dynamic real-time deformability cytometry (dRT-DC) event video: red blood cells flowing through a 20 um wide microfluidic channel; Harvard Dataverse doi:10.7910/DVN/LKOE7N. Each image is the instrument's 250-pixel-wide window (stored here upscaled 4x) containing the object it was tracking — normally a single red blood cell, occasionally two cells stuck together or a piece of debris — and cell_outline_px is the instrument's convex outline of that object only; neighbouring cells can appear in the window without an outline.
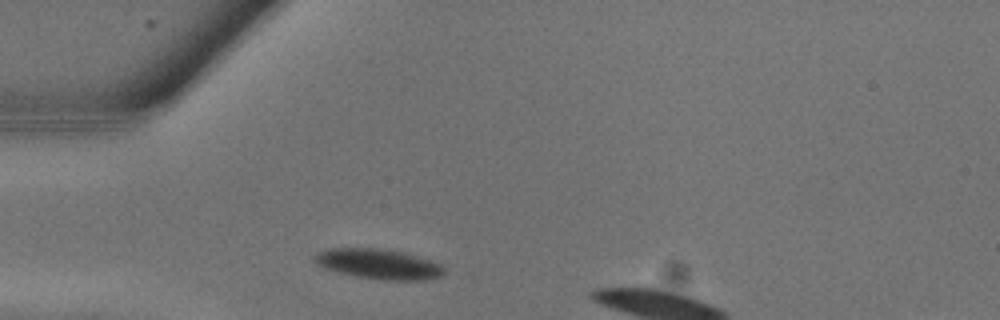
{"species": "common noctule bat (a hibernating species)", "species_latin": "Nyctalus noctula", "temperature_condition": "warm", "stored_images_in_passage": 5, "camera_frame_rate_fps": 3000, "um_per_image_px": 0.085, "animal": {"sex": "male", "body_mass_g": 13.3}, "frame": {"image": 1, "passage_image": 2, "time_ms": 0.333, "image_size_px": [1000, 320], "cell_outline_px": [[444, 276], [424, 280], [384, 280], [336, 272], [324, 268], [316, 264], [312, 260], [320, 252], [328, 248], [380, 248], [404, 252], [440, 264], [444, 268]], "centroid_in_image_um": [32.18, 22.44], "position_along_channel_um": 52.8, "area_um2": 22.6}}
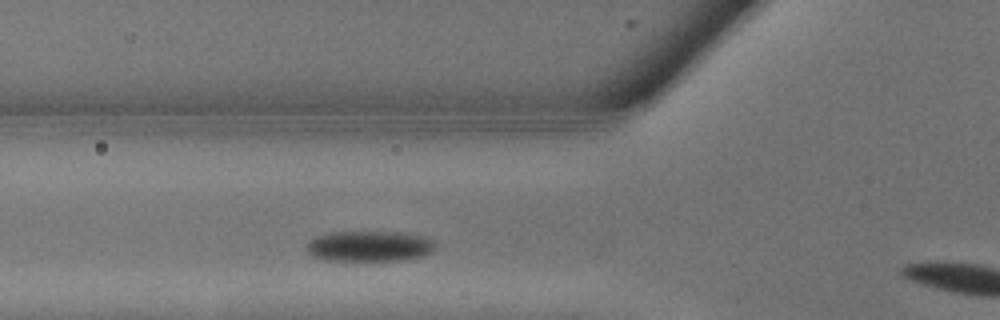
{"frame": {"image": 2, "passage_image": 4, "time_ms": 1.0, "image_size_px": [1000, 320], "cell_outline_px": [[436, 248], [432, 252], [424, 256], [400, 260], [324, 260], [312, 256], [304, 252], [304, 244], [312, 236], [328, 232], [400, 232], [420, 236], [436, 240]], "centroid_in_image_um": [31.32, 20.92], "position_along_channel_um": 94.5, "area_um2": 23.52}}